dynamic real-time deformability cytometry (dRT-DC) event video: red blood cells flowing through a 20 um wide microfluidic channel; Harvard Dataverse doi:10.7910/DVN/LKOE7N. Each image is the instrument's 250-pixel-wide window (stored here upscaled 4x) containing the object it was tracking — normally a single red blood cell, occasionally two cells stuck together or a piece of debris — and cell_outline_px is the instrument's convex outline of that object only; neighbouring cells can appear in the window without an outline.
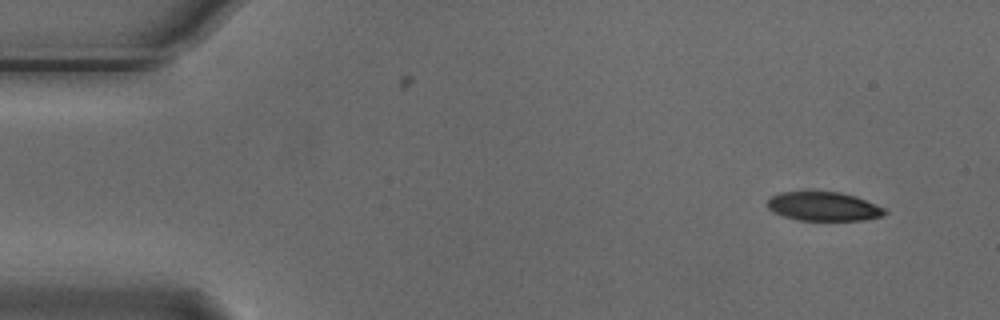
{"species": "Egyptian fruit bat (a non-hibernating species)", "species_latin": "Rousettus aegyptiacus", "temperature_condition": "cold", "stored_images_in_passage": 2, "camera_frame_rate_fps": 3000, "um_per_image_px": 0.085, "animal": {"sex": "male"}, "frame": {"image": 1, "passage_image": 2, "time_ms": 0.333, "image_size_px": [1000, 320], "cell_outline_px": [[888, 212], [880, 216], [864, 220], [796, 220], [772, 212], [768, 208], [768, 200], [772, 196], [780, 192], [840, 192], [856, 196], [876, 204], [884, 208]], "centroid_in_image_um": [70.0, 17.55], "position_along_channel_um": 15.0, "area_um2": 19.71}}